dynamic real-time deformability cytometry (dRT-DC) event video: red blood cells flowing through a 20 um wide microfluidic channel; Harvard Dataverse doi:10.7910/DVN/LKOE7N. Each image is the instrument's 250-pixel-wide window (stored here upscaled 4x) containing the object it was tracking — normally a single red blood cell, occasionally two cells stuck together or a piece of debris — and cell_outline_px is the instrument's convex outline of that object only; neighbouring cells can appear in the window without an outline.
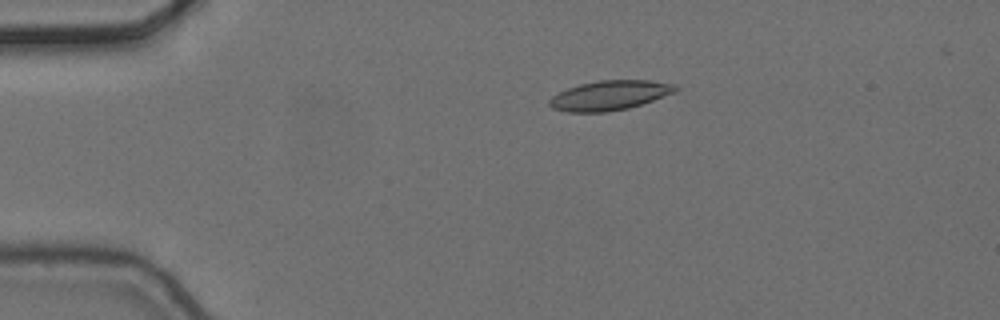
{"species": "common noctule bat (a hibernating species)", "species_latin": "Nyctalus noctula", "temperature_condition": "cold", "stored_images_in_passage": 5, "camera_frame_rate_fps": 3000, "um_per_image_px": 0.085, "animal": {"sex": "female", "body_mass_g": 24.6, "forearm_length_mm": 56.2}, "frame": {"image": 1, "passage_image": 2, "time_ms": 0.333, "image_size_px": [1000, 320], "cell_outline_px": [[680, 88], [676, 92], [628, 108], [608, 112], [568, 112], [552, 108], [548, 104], [548, 100], [552, 96], [568, 88], [580, 84], [600, 80], [648, 80], [676, 84]], "centroid_in_image_um": [51.83, 8.1], "position_along_channel_um": 33.2, "area_um2": 21.73}}
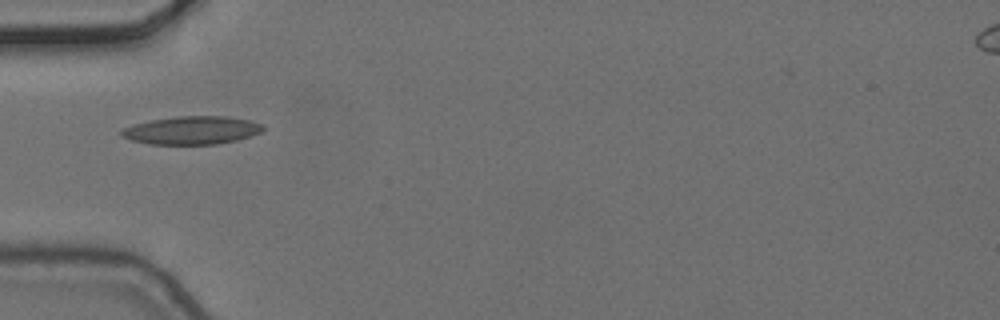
{"frame": {"image": 2, "passage_image": 4, "time_ms": 1.0, "image_size_px": [1000, 320], "cell_outline_px": [[264, 128], [260, 132], [236, 140], [216, 144], [148, 144], [132, 140], [120, 136], [120, 132], [124, 128], [132, 124], [152, 120], [176, 116], [228, 116], [248, 120], [264, 124]], "centroid_in_image_um": [16.28, 11.07], "position_along_channel_um": 68.7, "area_um2": 23.12}}
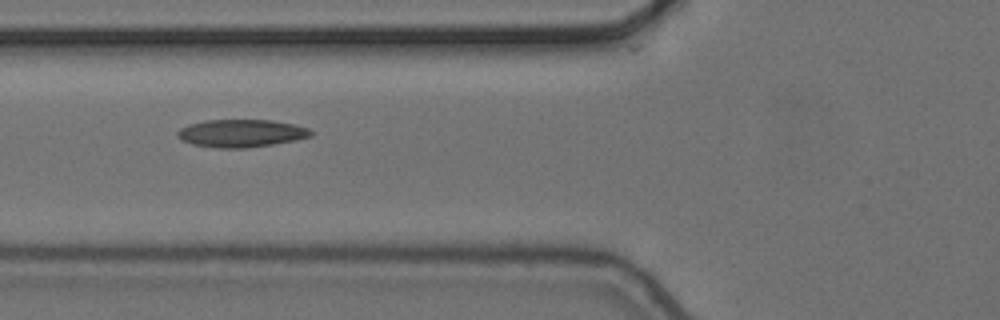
{"frame": {"image": 3, "passage_image": 5, "time_ms": 1.333, "image_size_px": [1000, 320], "cell_outline_px": [[312, 136], [296, 140], [272, 144], [244, 148], [216, 148], [192, 144], [180, 140], [176, 136], [176, 132], [180, 128], [188, 124], [204, 120], [272, 120], [292, 124], [308, 128], [312, 132]], "centroid_in_image_um": [20.45, 11.33], "position_along_channel_um": 105.4, "area_um2": 21.62}}